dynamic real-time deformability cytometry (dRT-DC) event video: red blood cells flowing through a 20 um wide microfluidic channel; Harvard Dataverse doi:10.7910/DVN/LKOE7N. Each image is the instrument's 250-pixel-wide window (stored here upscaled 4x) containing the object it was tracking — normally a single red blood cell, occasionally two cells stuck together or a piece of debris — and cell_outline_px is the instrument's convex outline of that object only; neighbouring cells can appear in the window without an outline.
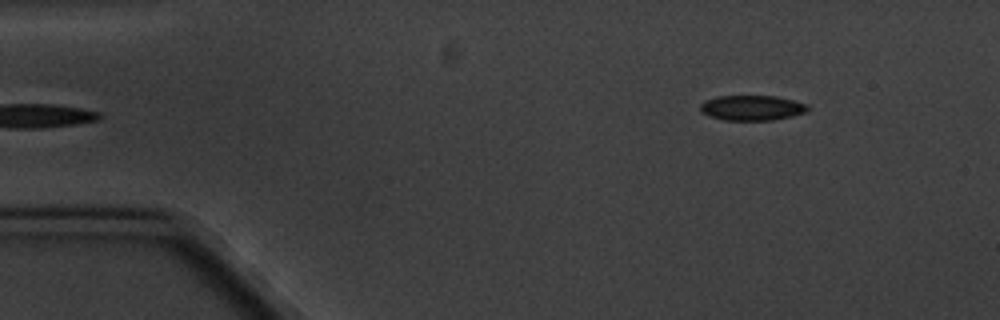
{"species": "common noctule bat (a hibernating species)", "species_latin": "Nyctalus noctula", "temperature_condition": "cold", "stored_images_in_passage": 6, "segment_of_instrument_passage": [2, 2], "camera_frame_rate_fps": 3000, "um_per_image_px": 0.085, "animal": {"sex": "male", "body_mass_g": 20.1, "forearm_length_mm": 53.5}, "frame": {"image": 1, "passage_image": 6, "time_ms": 6.0, "image_size_px": [1000, 320], "cell_outline_px": [[808, 112], [792, 116], [772, 120], [724, 120], [708, 116], [700, 112], [700, 104], [704, 100], [716, 96], [776, 96], [808, 104]], "centroid_in_image_um": [63.89, 9.17], "position_along_channel_um": 21.1, "area_um2": 15.9}}